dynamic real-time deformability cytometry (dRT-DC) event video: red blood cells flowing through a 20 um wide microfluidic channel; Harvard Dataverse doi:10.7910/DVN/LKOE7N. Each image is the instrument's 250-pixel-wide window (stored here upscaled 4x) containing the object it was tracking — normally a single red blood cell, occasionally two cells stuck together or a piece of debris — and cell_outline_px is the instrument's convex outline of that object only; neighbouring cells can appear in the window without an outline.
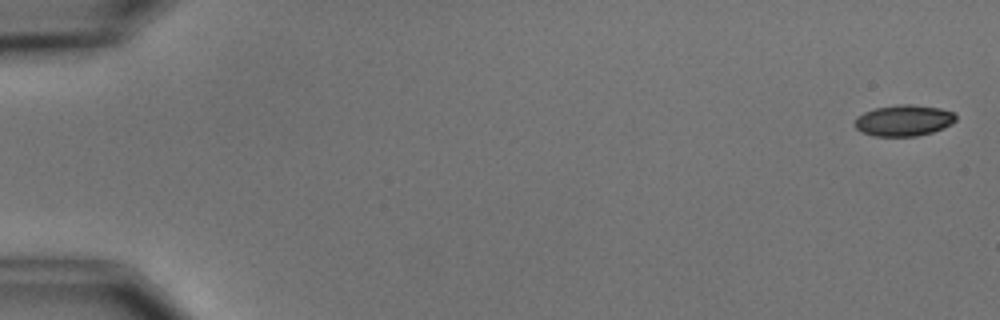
{"species": "common noctule bat (a hibernating species)", "species_latin": "Nyctalus noctula", "temperature_condition": "cold", "stored_images_in_passage": 5, "camera_frame_rate_fps": 3000, "um_per_image_px": 0.085, "animal": {"sex": "male", "body_mass_g": 15.6}, "frame": {"image": 1, "passage_image": 1, "time_ms": 0.0, "image_size_px": [1000, 320], "cell_outline_px": [[956, 120], [952, 124], [944, 128], [932, 132], [916, 136], [876, 136], [860, 132], [852, 124], [856, 116], [864, 112], [876, 108], [896, 104], [912, 104], [940, 108], [952, 112], [956, 116]], "centroid_in_image_um": [76.78, 10.24], "position_along_channel_um": 8.2, "area_um2": 18.55}}
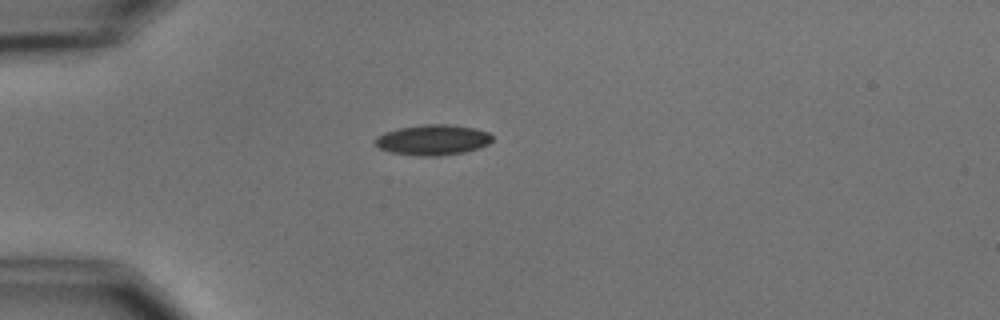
{"frame": {"image": 2, "passage_image": 5, "time_ms": 4.667, "image_size_px": [1000, 320], "cell_outline_px": [[492, 140], [488, 144], [480, 148], [464, 152], [436, 156], [416, 156], [392, 152], [380, 148], [372, 140], [376, 136], [384, 132], [400, 128], [424, 124], [448, 124], [476, 128], [488, 132], [492, 136]], "centroid_in_image_um": [36.79, 11.89], "position_along_channel_um": 48.2, "area_um2": 20.87}}